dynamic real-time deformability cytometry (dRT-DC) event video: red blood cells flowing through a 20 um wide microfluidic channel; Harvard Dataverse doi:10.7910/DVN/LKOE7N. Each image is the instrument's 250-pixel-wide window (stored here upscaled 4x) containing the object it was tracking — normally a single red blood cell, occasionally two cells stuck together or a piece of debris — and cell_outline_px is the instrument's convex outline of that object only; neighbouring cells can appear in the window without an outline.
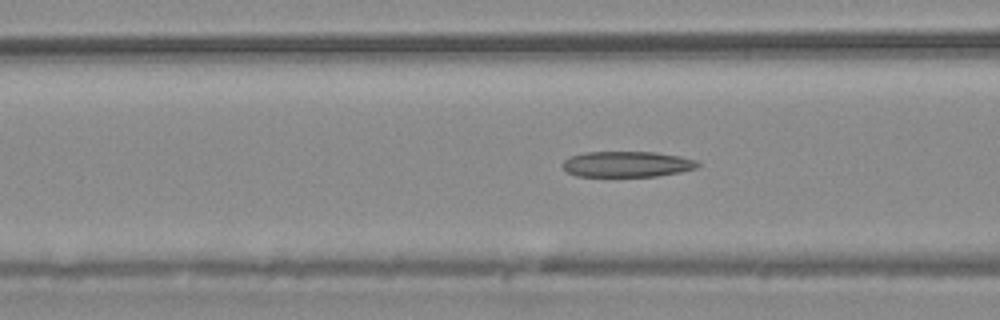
{"species": "common noctule bat (a hibernating species)", "species_latin": "Nyctalus noctula", "temperature_condition": "warm", "stored_images_in_passage": 54, "camera_frame_rate_fps": 3000, "um_per_image_px": 0.085, "animal": {"sex": "male", "body_mass_g": 20.4}, "frame": {"image": 1, "passage_image": 21, "time_ms": 6.667, "image_size_px": [1000, 320], "cell_outline_px": [[700, 164], [696, 168], [680, 172], [656, 176], [576, 176], [568, 172], [560, 164], [564, 160], [572, 156], [584, 152], [656, 152], [680, 156], [696, 160]], "centroid_in_image_um": [53.29, 13.95], "position_along_channel_um": 113.3, "area_um2": 20.23}}
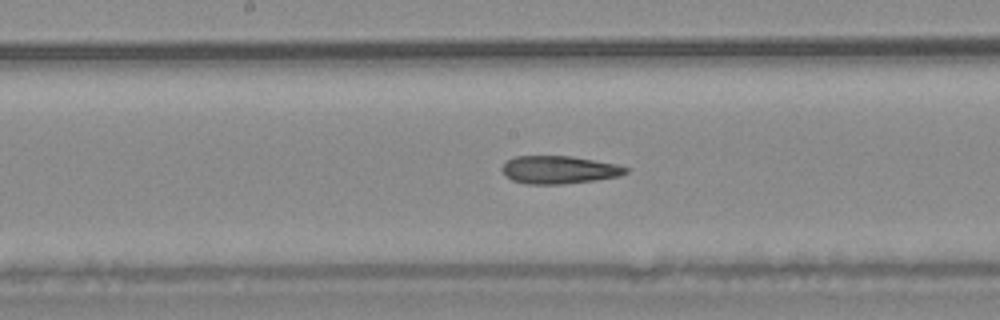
{"frame": {"image": 2, "passage_image": 28, "time_ms": 9.0, "image_size_px": [1000, 320], "cell_outline_px": [[628, 172], [620, 176], [596, 180], [560, 184], [524, 184], [512, 180], [504, 176], [500, 168], [508, 160], [516, 156], [572, 156], [616, 164], [628, 168]], "centroid_in_image_um": [47.49, 14.43], "position_along_channel_um": 200.7, "area_um2": 20.17}}
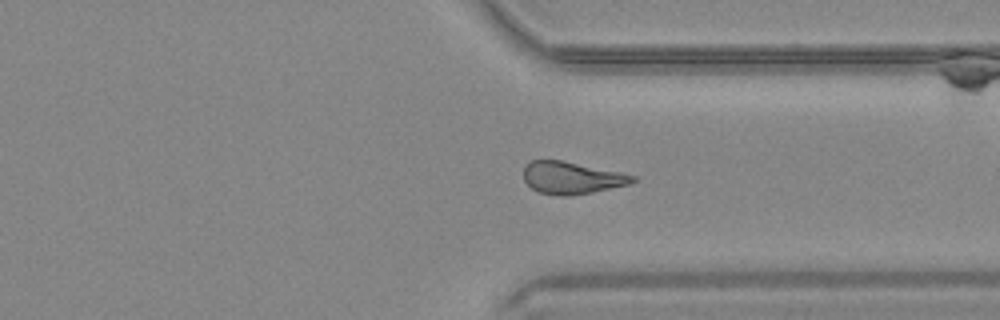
{"frame": {"image": 3, "passage_image": 41, "time_ms": 13.333, "image_size_px": [1000, 320], "cell_outline_px": [[636, 180], [628, 184], [592, 192], [572, 196], [556, 196], [540, 192], [532, 188], [524, 180], [524, 168], [532, 160], [564, 160], [620, 172], [636, 176]], "centroid_in_image_um": [48.59, 15.11], "position_along_channel_um": 362.8, "area_um2": 20.4}, "authors_computed_cell_mechanics": {"area_um2": 21.4149, "velocity_mm_per_s": 3.7303, "shape_relaxation_time_tau1_ms": null, "shape_relaxation_time_tau2_ms": 4.6599, "deformation_change_tau1": null, "deformation_change_tau2": 0.1414}}